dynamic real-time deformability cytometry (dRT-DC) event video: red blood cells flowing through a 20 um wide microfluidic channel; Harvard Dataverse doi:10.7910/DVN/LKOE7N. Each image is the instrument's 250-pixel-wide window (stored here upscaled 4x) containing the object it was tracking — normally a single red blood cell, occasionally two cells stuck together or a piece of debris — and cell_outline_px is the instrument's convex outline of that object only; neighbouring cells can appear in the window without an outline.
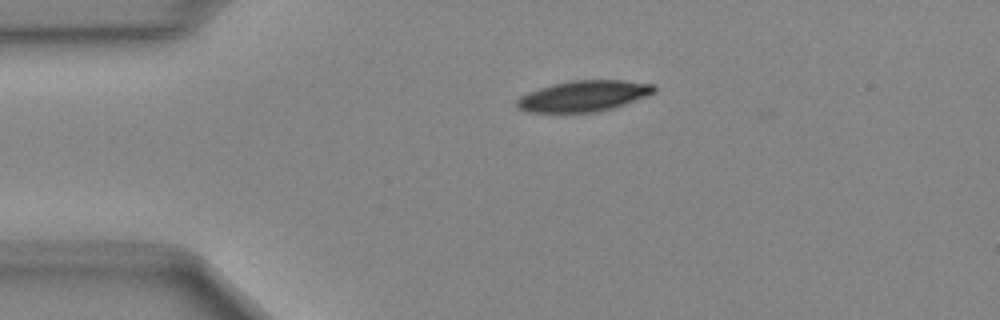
{"species": "Egyptian fruit bat (a non-hibernating species)", "species_latin": "Rousettus aegyptiacus", "temperature_condition": "cold", "stored_images_in_passage": 2, "camera_frame_rate_fps": 3000, "um_per_image_px": 0.085, "animal": {"sex": "female"}, "frame": {"image": 1, "passage_image": 1, "time_ms": 0.0, "image_size_px": [1000, 320], "cell_outline_px": [[656, 92], [648, 96], [612, 108], [596, 112], [528, 112], [516, 108], [516, 100], [520, 96], [528, 92], [552, 84], [572, 80], [624, 80], [656, 84]], "centroid_in_image_um": [49.63, 8.15], "position_along_channel_um": 35.4, "area_um2": 24.85}}